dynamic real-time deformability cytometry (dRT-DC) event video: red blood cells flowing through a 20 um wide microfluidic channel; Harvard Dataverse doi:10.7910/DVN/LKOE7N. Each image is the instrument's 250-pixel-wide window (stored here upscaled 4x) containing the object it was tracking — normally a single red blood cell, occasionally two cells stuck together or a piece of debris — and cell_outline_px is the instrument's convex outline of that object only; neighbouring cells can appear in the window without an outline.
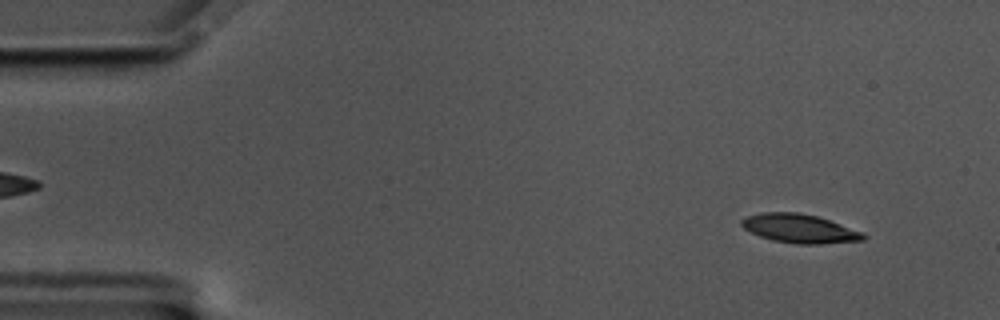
{"species": "common noctule bat (a hibernating species)", "species_latin": "Nyctalus noctula", "temperature_condition": "cold", "stored_images_in_passage": 57, "camera_frame_rate_fps": 3000, "um_per_image_px": 0.085, "animal": {"sex": "male", "body_mass_g": 17.5, "forearm_length_mm": 52.3}, "frame": {"image": 1, "passage_image": 5, "time_ms": 1.333, "image_size_px": [1000, 320], "cell_outline_px": [[868, 236], [864, 240], [820, 244], [796, 244], [772, 240], [760, 236], [744, 228], [740, 224], [740, 220], [744, 216], [760, 212], [800, 212], [816, 216], [864, 232]], "centroid_in_image_um": [67.95, 19.42], "position_along_channel_um": 17.1, "area_um2": 20.58}}
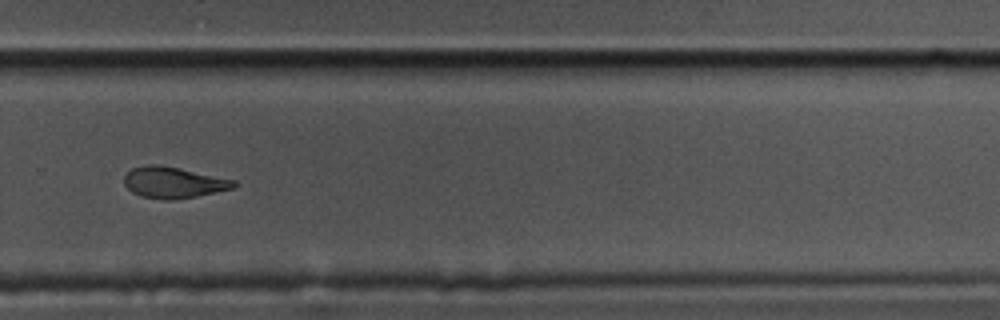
{"frame": {"image": 2, "passage_image": 39, "time_ms": 12.667, "image_size_px": [1000, 320], "cell_outline_px": [[236, 184], [232, 188], [216, 192], [196, 196], [172, 200], [164, 200], [140, 196], [132, 192], [124, 184], [124, 176], [132, 168], [144, 164], [156, 164], [180, 168], [236, 180]], "centroid_in_image_um": [14.71, 15.5], "position_along_channel_um": 315.1, "area_um2": 19.94}}
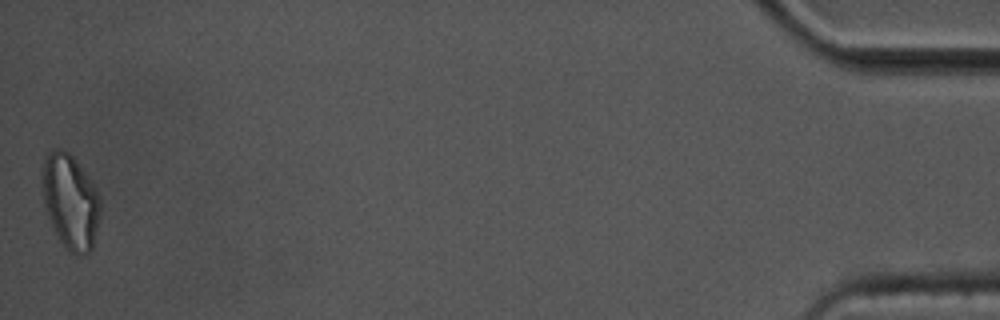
{"frame": {"image": 3, "passage_image": 57, "time_ms": 18.667, "image_size_px": [1000, 320], "cell_outline_px": [[100, 216], [92, 248], [88, 252], [80, 256], [76, 256], [60, 240], [48, 216], [44, 204], [40, 172], [44, 156], [52, 148], [64, 148], [72, 156], [96, 188], [100, 196]], "centroid_in_image_um": [5.96, 17.07], "position_along_channel_um": 429.2, "area_um2": 32.14}, "authors_computed_cell_mechanics": {"area_um2": 20.6924, "velocity_mm_per_s": 3.4791, "shape_relaxation_time_tau1_ms": 8.8032, "shape_relaxation_time_tau2_ms": 8.7936, "deformation_change_tau1": 0.2152, "deformation_change_tau2": 0.1759}}